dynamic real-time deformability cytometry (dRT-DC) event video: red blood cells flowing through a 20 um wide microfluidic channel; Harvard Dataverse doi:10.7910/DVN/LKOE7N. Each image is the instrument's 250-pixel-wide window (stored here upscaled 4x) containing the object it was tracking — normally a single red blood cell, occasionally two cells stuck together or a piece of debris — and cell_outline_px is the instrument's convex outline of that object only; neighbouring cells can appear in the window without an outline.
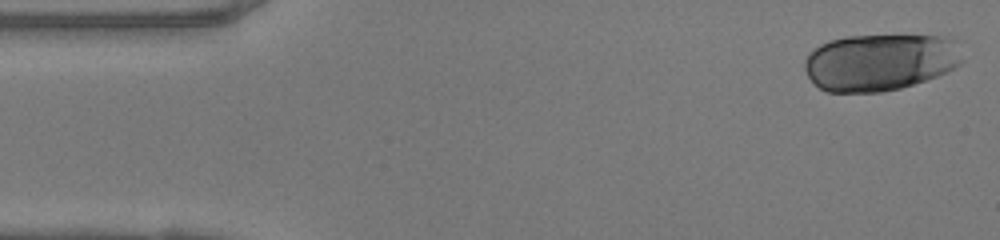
{"species": "human", "species_latin": "Homo sapiens", "temperature_condition": "warm", "stored_images_in_passage": 47, "camera_frame_rate_fps": 3000, "um_per_image_px": 0.085, "donor": {"sex": "female"}, "frame": {"image": 1, "passage_image": 1, "time_ms": 0.0, "image_size_px": [1000, 240], "cell_outline_px": [[964, 60], [960, 64], [948, 72], [900, 88], [880, 92], [828, 92], [820, 88], [808, 76], [804, 68], [804, 60], [812, 48], [828, 40], [848, 36], [940, 36], [956, 40]], "centroid_in_image_um": [74.79, 5.28], "position_along_channel_um": 10.2, "area_um2": 52.48}}
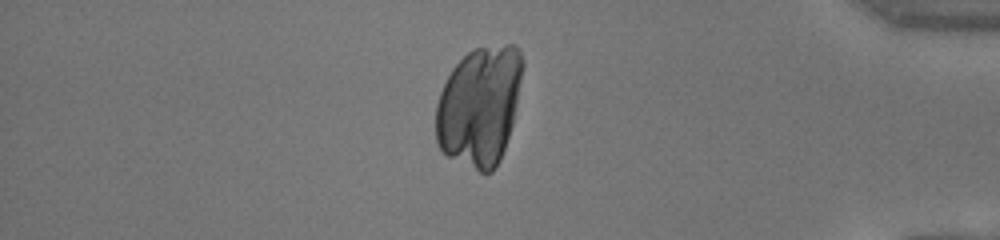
{"frame": {"image": 2, "passage_image": 40, "time_ms": 13.0, "image_size_px": [1000, 240], "cell_outline_px": [[524, 64], [512, 124], [500, 160], [492, 172], [480, 172], [448, 156], [436, 144], [436, 104], [440, 92], [452, 68], [472, 48], [504, 44], [516, 44], [524, 60]], "centroid_in_image_um": [40.76, 8.98], "position_along_channel_um": 394.4, "area_um2": 60.29}}
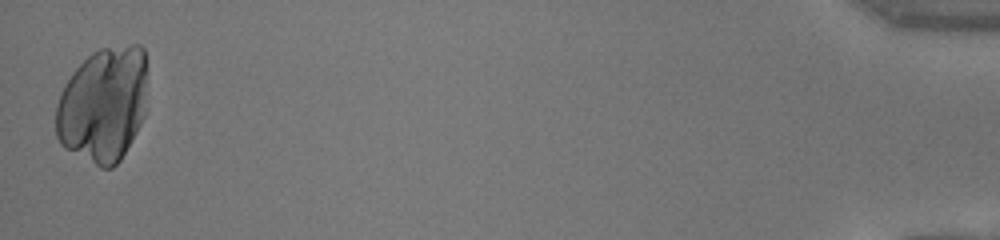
{"frame": {"image": 3, "passage_image": 47, "time_ms": 15.333, "image_size_px": [1000, 240], "cell_outline_px": [[144, 116], [140, 124], [120, 160], [112, 168], [100, 168], [64, 148], [60, 144], [56, 136], [56, 104], [60, 92], [64, 84], [72, 72], [92, 52], [100, 48], [132, 44], [140, 44], [144, 48]], "centroid_in_image_um": [8.72, 8.9], "position_along_channel_um": 426.5, "area_um2": 61.15}}